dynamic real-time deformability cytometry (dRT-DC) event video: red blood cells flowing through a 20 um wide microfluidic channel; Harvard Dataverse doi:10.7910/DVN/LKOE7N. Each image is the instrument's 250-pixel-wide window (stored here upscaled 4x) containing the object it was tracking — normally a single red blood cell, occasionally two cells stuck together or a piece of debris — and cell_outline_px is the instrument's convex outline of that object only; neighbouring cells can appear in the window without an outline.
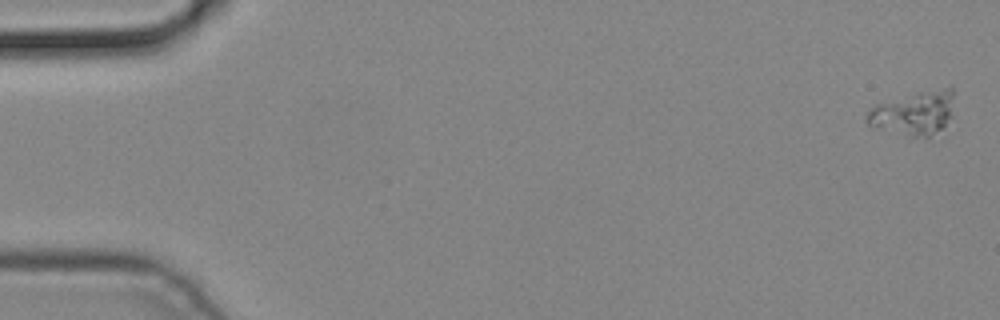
{"species": "common noctule bat (a hibernating species)", "species_latin": "Nyctalus noctula", "temperature_condition": "cold", "stored_images_in_passage": 5, "camera_frame_rate_fps": 3000, "um_per_image_px": 0.085, "animal": {"sex": "male", "body_mass_g": 19.2, "forearm_length_mm": 51.8}, "frame": {"image": 1, "passage_image": 1, "time_ms": 0.0, "image_size_px": [1000, 320], "cell_outline_px": [[952, 96], [948, 116], [944, 124], [940, 128], [928, 136], [912, 140], [908, 140], [872, 128], [864, 124], [864, 116], [876, 104], [952, 84]], "centroid_in_image_um": [77.53, 9.69], "position_along_channel_um": 7.5, "area_um2": 22.6}}